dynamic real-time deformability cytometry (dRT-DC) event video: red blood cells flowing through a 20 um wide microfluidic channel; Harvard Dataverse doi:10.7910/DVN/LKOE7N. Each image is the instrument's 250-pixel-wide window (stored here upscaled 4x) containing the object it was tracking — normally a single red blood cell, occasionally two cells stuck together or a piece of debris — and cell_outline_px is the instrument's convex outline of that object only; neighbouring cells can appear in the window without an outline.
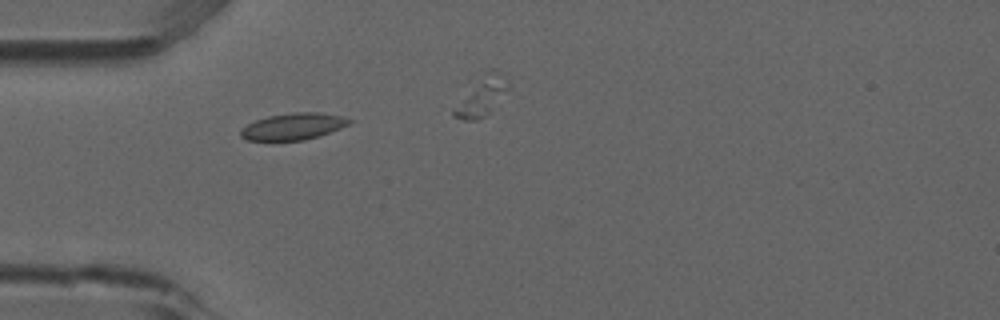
{"species": "common noctule bat (a hibernating species)", "species_latin": "Nyctalus noctula", "temperature_condition": "room temperature", "stored_images_in_passage": 6, "camera_frame_rate_fps": 3000, "um_per_image_px": 0.085, "animal": {"sex": "male", "forearm_length_mm": 52.5}, "frame": {"image": 1, "passage_image": 2, "time_ms": 0.333, "image_size_px": [1000, 320], "cell_outline_px": [[352, 120], [348, 124], [340, 128], [320, 136], [304, 140], [248, 140], [240, 136], [240, 132], [248, 124], [256, 120], [268, 116], [296, 112], [320, 112], [340, 116]], "centroid_in_image_um": [24.93, 10.75], "position_along_channel_um": 60.1, "area_um2": 16.59}}
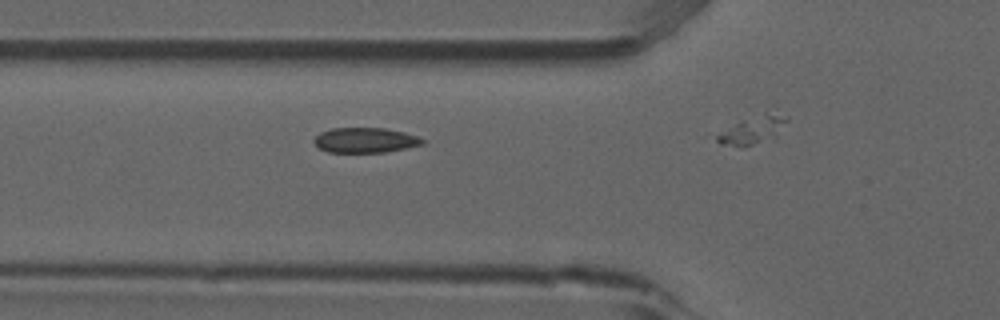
{"frame": {"image": 2, "passage_image": 5, "time_ms": 1.333, "image_size_px": [1000, 320], "cell_outline_px": [[424, 144], [384, 152], [328, 152], [320, 148], [312, 140], [320, 132], [332, 128], [384, 128], [404, 132], [416, 136], [424, 140]], "centroid_in_image_um": [31.02, 11.91], "position_along_channel_um": 94.8, "area_um2": 15.66}}